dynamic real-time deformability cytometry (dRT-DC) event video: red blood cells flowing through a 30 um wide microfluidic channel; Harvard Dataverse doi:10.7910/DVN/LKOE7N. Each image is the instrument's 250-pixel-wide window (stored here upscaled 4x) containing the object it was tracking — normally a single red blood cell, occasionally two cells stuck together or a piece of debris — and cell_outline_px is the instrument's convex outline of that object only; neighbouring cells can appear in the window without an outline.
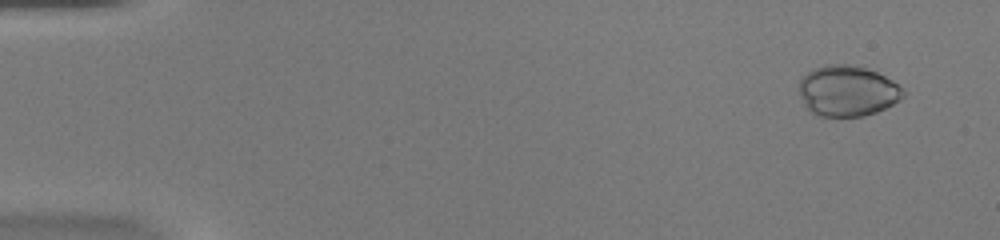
{"species": "common noctule bat (a hibernating species)", "species_latin": "Nyctalus noctula", "temperature_condition": "warm", "stored_images_in_passage": 53, "camera_frame_rate_fps": 3000, "um_per_image_px": 0.085, "animal": {"sex": "female", "body_mass_g": 20.0, "forearm_length_mm": 54.0}, "frame": {"image": 1, "passage_image": 4, "time_ms": 1.0, "image_size_px": [1000, 240], "cell_outline_px": [[908, 92], [900, 100], [876, 112], [864, 116], [816, 116], [808, 112], [800, 96], [800, 80], [812, 68], [824, 64], [864, 64], [892, 80]], "centroid_in_image_um": [72.05, 7.7], "position_along_channel_um": 12.9, "area_um2": 31.5}}
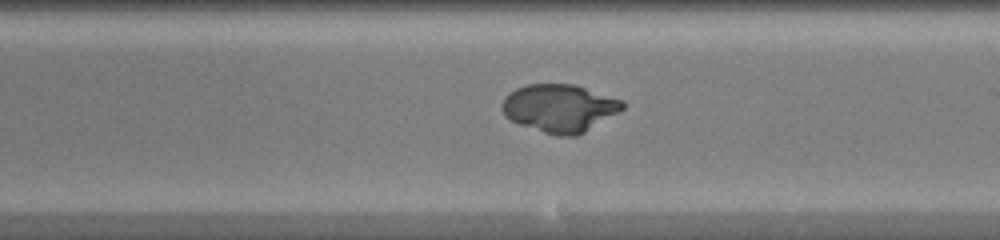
{"frame": {"image": 2, "passage_image": 32, "time_ms": 10.333, "image_size_px": [1000, 240], "cell_outline_px": [[624, 108], [584, 132], [576, 136], [556, 136], [520, 124], [504, 116], [500, 104], [504, 96], [508, 92], [516, 88], [528, 84], [576, 84], [624, 100]], "centroid_in_image_um": [47.54, 9.17], "position_along_channel_um": 241.5, "area_um2": 33.64}}
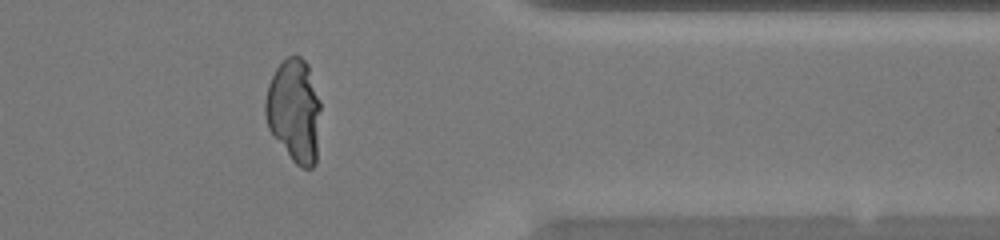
{"frame": {"image": 3, "passage_image": 44, "time_ms": 14.333, "image_size_px": [1000, 240], "cell_outline_px": [[320, 108], [316, 164], [312, 168], [300, 168], [292, 160], [268, 128], [264, 112], [264, 100], [268, 84], [276, 68], [288, 56], [300, 56], [308, 64], [320, 100]], "centroid_in_image_um": [25.0, 9.41], "position_along_channel_um": 386.4, "area_um2": 33.35}}